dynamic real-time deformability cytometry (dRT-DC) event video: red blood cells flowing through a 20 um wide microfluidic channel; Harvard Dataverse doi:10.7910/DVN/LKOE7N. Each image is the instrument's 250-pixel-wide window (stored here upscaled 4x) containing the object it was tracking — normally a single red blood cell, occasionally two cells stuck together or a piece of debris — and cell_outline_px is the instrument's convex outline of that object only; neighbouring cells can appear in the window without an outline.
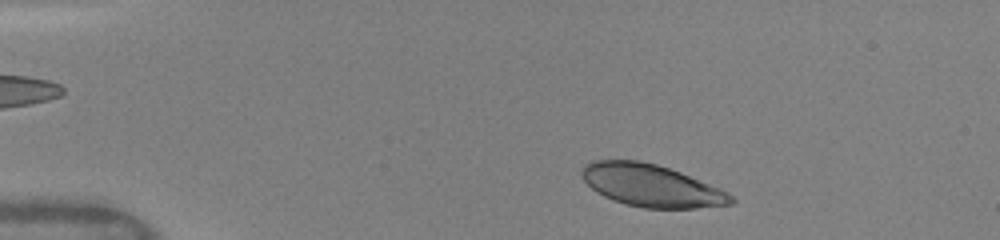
{"species": "human", "species_latin": "Homo sapiens", "temperature_condition": "warm", "stored_images_in_passage": 38, "camera_frame_rate_fps": 3000, "um_per_image_px": 0.085, "donor": {"sex": "female"}, "frame": {"image": 1, "passage_image": 3, "time_ms": 0.667, "image_size_px": [1000, 240], "cell_outline_px": [[736, 200], [732, 204], [696, 208], [644, 208], [624, 204], [612, 200], [596, 192], [584, 180], [580, 172], [580, 168], [584, 164], [592, 160], [640, 160], [656, 164], [680, 172], [720, 188], [728, 192]], "centroid_in_image_um": [55.33, 15.77], "position_along_channel_um": 29.7, "area_um2": 36.88}}
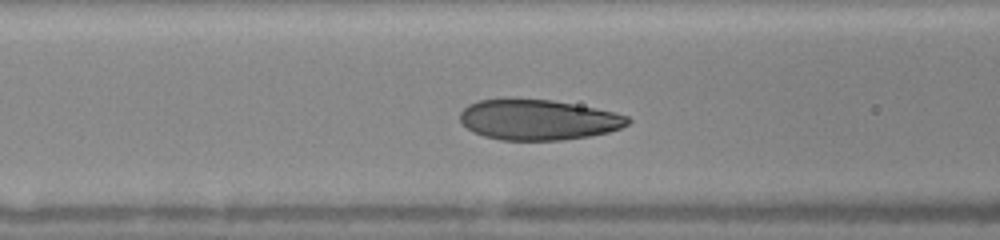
{"frame": {"image": 2, "passage_image": 15, "time_ms": 4.667, "image_size_px": [1000, 240], "cell_outline_px": [[632, 120], [628, 124], [620, 128], [608, 132], [588, 136], [564, 140], [500, 140], [484, 136], [472, 132], [460, 120], [460, 112], [468, 104], [480, 100], [508, 96], [552, 100], [596, 108], [628, 116]], "centroid_in_image_um": [45.7, 10.15], "position_along_channel_um": 120.9, "area_um2": 40.17}}
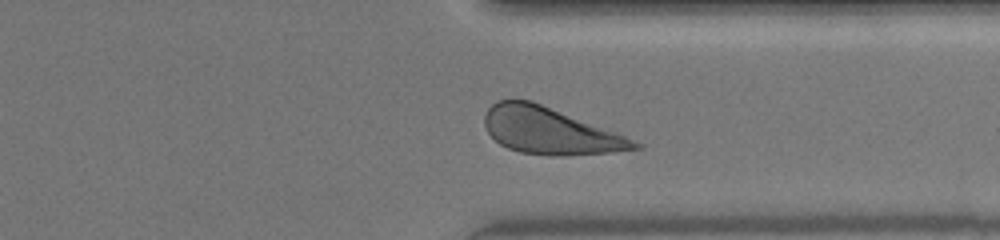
{"frame": {"image": 3, "passage_image": 33, "time_ms": 10.667, "image_size_px": [1000, 240], "cell_outline_px": [[644, 148], [608, 152], [560, 156], [552, 156], [520, 152], [508, 148], [500, 144], [488, 132], [484, 124], [484, 116], [488, 108], [496, 100], [532, 100], [616, 132], [644, 144]], "centroid_in_image_um": [46.74, 11.12], "position_along_channel_um": 364.7, "area_um2": 40.58}, "authors_computed_cell_mechanics": {"area_um2": 40.0554, "velocity_mm_per_s": 4.0612, "shape_relaxation_time_tau1_ms": 2.0501, "shape_relaxation_time_tau2_ms": 1.4855, "deformation_change_tau1": 0.1166, "deformation_change_tau2": 0.0663}}